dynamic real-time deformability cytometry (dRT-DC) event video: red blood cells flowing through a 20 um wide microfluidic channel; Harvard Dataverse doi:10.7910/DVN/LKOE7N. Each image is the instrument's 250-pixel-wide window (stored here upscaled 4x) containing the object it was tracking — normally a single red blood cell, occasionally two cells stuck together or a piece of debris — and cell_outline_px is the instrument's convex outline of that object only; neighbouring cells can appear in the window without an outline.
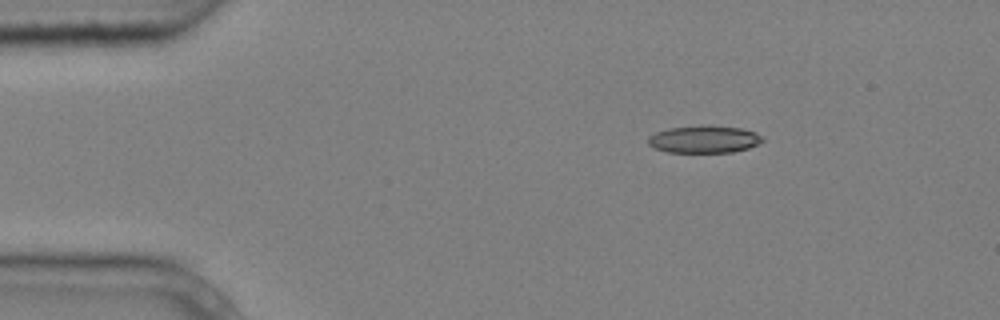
{"species": "common noctule bat (a hibernating species)", "species_latin": "Nyctalus noctula", "temperature_condition": "cold", "stored_images_in_passage": 5, "camera_frame_rate_fps": 3000, "um_per_image_px": 0.085, "animal": {"sex": "male", "body_mass_g": 20.4}, "frame": {"image": 1, "passage_image": 3, "time_ms": 0.667, "image_size_px": [1000, 320], "cell_outline_px": [[764, 140], [748, 148], [732, 152], [668, 152], [656, 148], [648, 144], [648, 136], [656, 132], [668, 128], [700, 124], [712, 124], [740, 128], [756, 132], [764, 136]], "centroid_in_image_um": [59.86, 11.81], "position_along_channel_um": 25.1, "area_um2": 18.55}}